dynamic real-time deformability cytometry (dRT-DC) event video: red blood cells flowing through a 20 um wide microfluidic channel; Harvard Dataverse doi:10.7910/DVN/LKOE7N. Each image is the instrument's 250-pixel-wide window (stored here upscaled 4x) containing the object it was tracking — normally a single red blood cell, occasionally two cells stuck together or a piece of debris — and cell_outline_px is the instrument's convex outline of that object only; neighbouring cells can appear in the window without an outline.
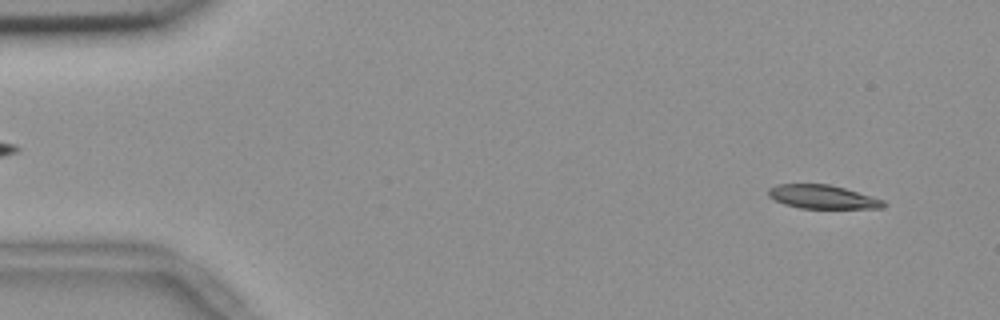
{"species": "common noctule bat (a hibernating species)", "species_latin": "Nyctalus noctula", "temperature_condition": "room temperature", "stored_images_in_passage": 55, "camera_frame_rate_fps": 3000, "um_per_image_px": 0.085, "animal": {"sex": "female", "body_mass_g": 18.4}, "frame": {"image": 1, "passage_image": 4, "time_ms": 1.0, "image_size_px": [1000, 320], "cell_outline_px": [[888, 204], [884, 208], [800, 208], [784, 204], [768, 196], [768, 188], [776, 184], [828, 184], [844, 188], [872, 196], [884, 200]], "centroid_in_image_um": [69.93, 16.73], "position_along_channel_um": 15.1, "area_um2": 15.9}}
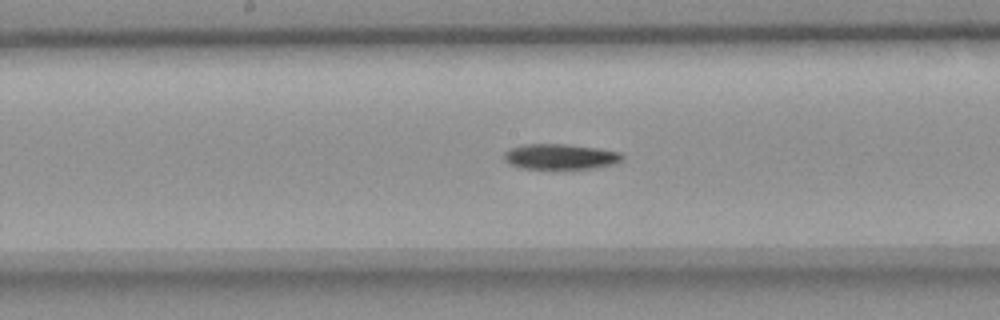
{"frame": {"image": 2, "passage_image": 28, "time_ms": 9.0, "image_size_px": [1000, 320], "cell_outline_px": [[624, 160], [612, 164], [592, 168], [520, 168], [504, 160], [504, 152], [512, 148], [524, 144], [564, 144], [600, 148], [620, 152], [624, 156]], "centroid_in_image_um": [47.66, 13.3], "position_along_channel_um": 200.5, "area_um2": 17.34}}
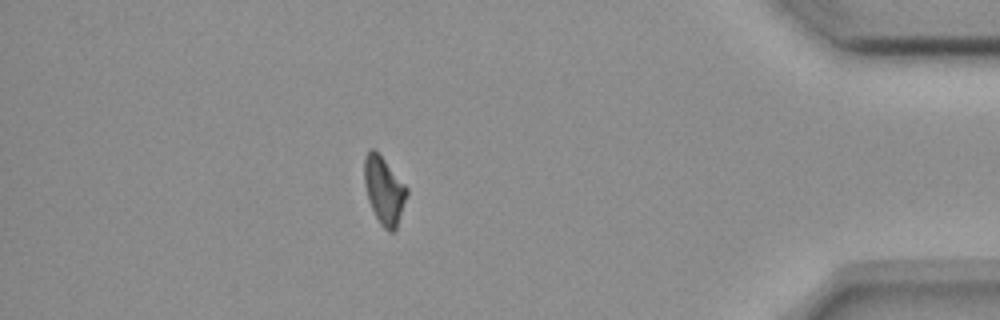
{"frame": {"image": 3, "passage_image": 48, "time_ms": 15.667, "image_size_px": [1000, 320], "cell_outline_px": [[408, 196], [396, 228], [392, 232], [388, 232], [380, 224], [368, 200], [364, 184], [364, 156], [368, 148], [372, 148], [384, 160], [408, 188]], "centroid_in_image_um": [32.64, 16.19], "position_along_channel_um": 402.6, "area_um2": 16.65}, "authors_computed_cell_mechanics": {"area_um2": 17.34, "velocity_mm_per_s": 3.6744, "shape_relaxation_time_tau1_ms": 7.836, "shape_relaxation_time_tau2_ms": null, "deformation_change_tau1": 0.2028, "deformation_change_tau2": null}}